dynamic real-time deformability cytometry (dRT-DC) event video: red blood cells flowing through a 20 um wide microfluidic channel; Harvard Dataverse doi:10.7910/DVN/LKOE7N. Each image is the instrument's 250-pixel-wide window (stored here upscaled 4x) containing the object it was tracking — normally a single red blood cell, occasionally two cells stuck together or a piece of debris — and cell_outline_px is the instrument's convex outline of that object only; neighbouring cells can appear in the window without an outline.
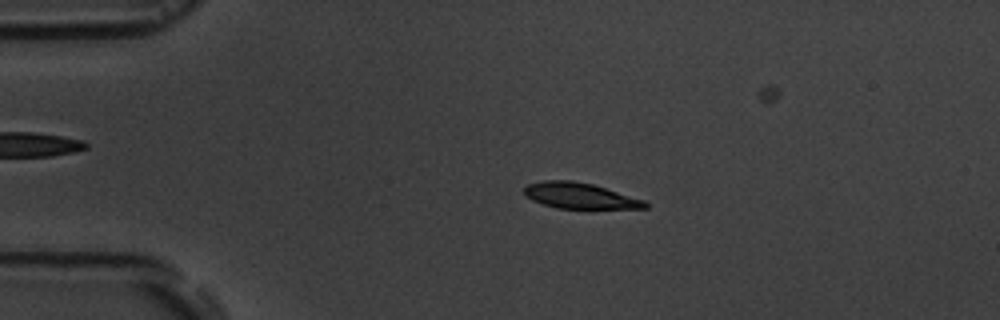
{"species": "common noctule bat (a hibernating species)", "species_latin": "Nyctalus noctula", "temperature_condition": "room temperature", "stored_images_in_passage": 7, "camera_frame_rate_fps": 3000, "um_per_image_px": 0.085, "animal": {"sex": "male", "body_mass_g": 19.5, "forearm_length_mm": 54.6}, "frame": {"image": 1, "passage_image": 4, "time_ms": 3.333, "image_size_px": [1000, 320], "cell_outline_px": [[648, 208], [556, 208], [532, 200], [524, 196], [524, 188], [528, 184], [544, 180], [572, 180], [592, 184], [644, 200], [648, 204]], "centroid_in_image_um": [49.24, 16.63], "position_along_channel_um": 35.8, "area_um2": 17.98}}
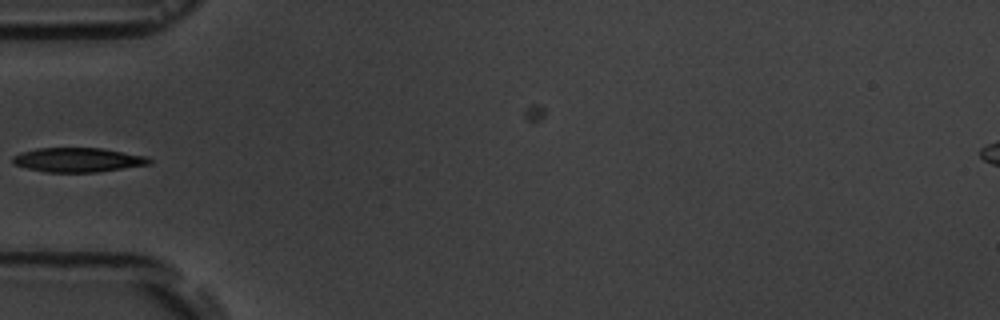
{"frame": {"image": 2, "passage_image": 6, "time_ms": 5.667, "image_size_px": [1000, 320], "cell_outline_px": [[152, 164], [96, 172], [44, 172], [12, 164], [12, 156], [20, 152], [36, 148], [100, 148], [148, 156], [152, 160]], "centroid_in_image_um": [6.62, 13.59], "position_along_channel_um": 78.4, "area_um2": 19.48}}